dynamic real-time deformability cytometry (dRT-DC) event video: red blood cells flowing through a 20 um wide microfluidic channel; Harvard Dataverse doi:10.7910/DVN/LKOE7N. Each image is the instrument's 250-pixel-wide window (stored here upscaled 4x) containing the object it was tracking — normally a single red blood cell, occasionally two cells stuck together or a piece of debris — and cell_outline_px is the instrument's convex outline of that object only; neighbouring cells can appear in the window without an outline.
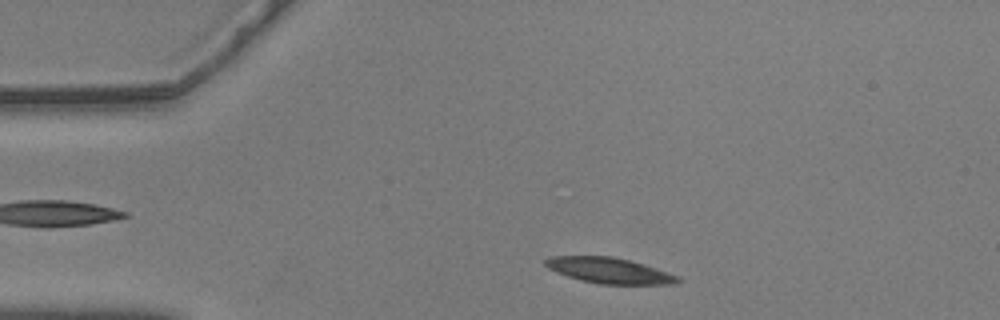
{"species": "common noctule bat (a hibernating species)", "species_latin": "Nyctalus noctula", "temperature_condition": "warm", "stored_images_in_passage": 50, "camera_frame_rate_fps": 3000, "um_per_image_px": 0.085, "animal": {"sex": "male", "body_mass_g": 20.5, "forearm_length_mm": 52.5}, "frame": {"image": 1, "passage_image": 4, "time_ms": 1.0, "image_size_px": [1000, 320], "cell_outline_px": [[680, 280], [676, 284], [600, 284], [580, 280], [556, 272], [548, 268], [544, 264], [544, 260], [548, 256], [612, 256], [644, 264], [680, 276]], "centroid_in_image_um": [51.78, 22.99], "position_along_channel_um": 33.2, "area_um2": 19.83}}
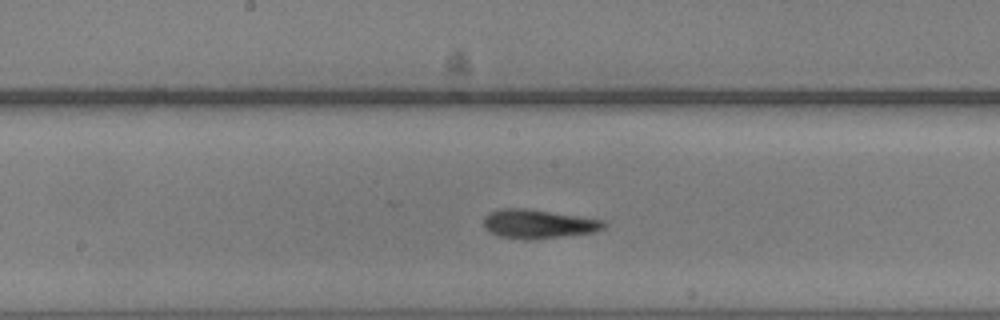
{"frame": {"image": 2, "passage_image": 22, "time_ms": 7.0, "image_size_px": [1000, 320], "cell_outline_px": [[604, 228], [596, 232], [532, 240], [500, 236], [484, 228], [484, 216], [488, 212], [500, 208], [528, 208], [604, 220]], "centroid_in_image_um": [45.74, 19.02], "position_along_channel_um": 202.5, "area_um2": 20.29}}
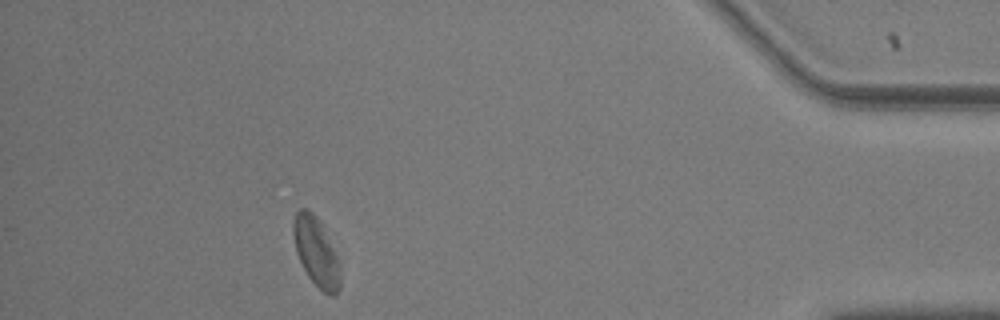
{"frame": {"image": 3, "passage_image": 44, "time_ms": 14.333, "image_size_px": [1000, 320], "cell_outline_px": [[340, 288], [336, 296], [328, 296], [308, 276], [296, 252], [292, 232], [292, 220], [296, 212], [300, 208], [308, 208], [320, 220], [336, 256], [340, 276]], "centroid_in_image_um": [26.85, 21.38], "position_along_channel_um": 408.4, "area_um2": 18.67}, "authors_computed_cell_mechanics": {"area_um2": 19.7387, "velocity_mm_per_s": 3.5378, "shape_relaxation_time_tau1_ms": 5.5916, "shape_relaxation_time_tau2_ms": 3.3738, "deformation_change_tau1": 0.1551, "deformation_change_tau2": 0.0802}}